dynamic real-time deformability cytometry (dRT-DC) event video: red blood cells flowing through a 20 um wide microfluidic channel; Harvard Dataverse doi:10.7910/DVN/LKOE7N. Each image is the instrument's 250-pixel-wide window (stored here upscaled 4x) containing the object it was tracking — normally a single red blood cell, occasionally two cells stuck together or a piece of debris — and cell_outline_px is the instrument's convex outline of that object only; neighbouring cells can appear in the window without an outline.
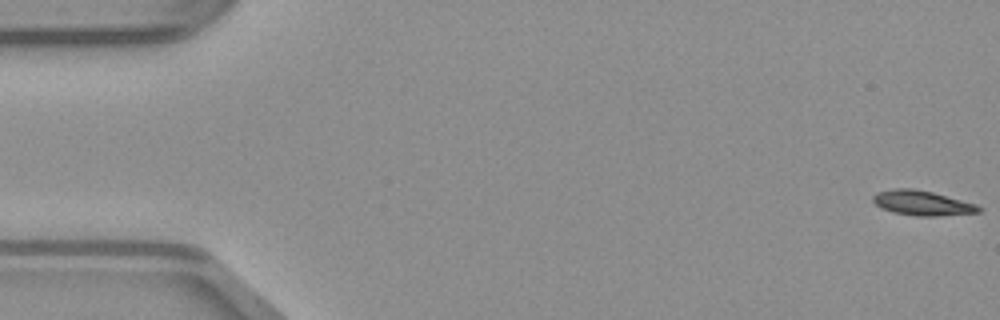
{"species": "common noctule bat (a hibernating species)", "species_latin": "Nyctalus noctula", "temperature_condition": "warm", "stored_images_in_passage": 49, "camera_frame_rate_fps": 3000, "um_per_image_px": 0.085, "animal": {"sex": "male", "body_mass_g": 23.1, "forearm_length_mm": 52.7}, "frame": {"image": 1, "passage_image": 1, "time_ms": 0.0, "image_size_px": [1000, 320], "cell_outline_px": [[984, 208], [980, 212], [936, 216], [916, 216], [892, 212], [880, 208], [872, 200], [872, 196], [876, 192], [892, 188], [912, 188], [932, 192], [976, 204]], "centroid_in_image_um": [78.36, 17.25], "position_along_channel_um": 6.6, "area_um2": 15.37}}
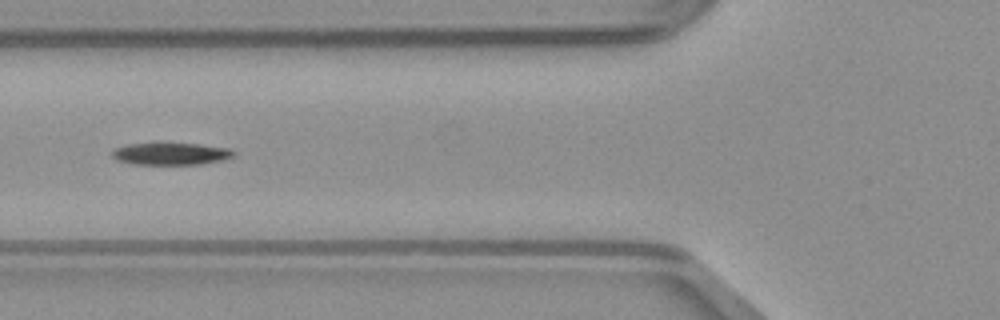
{"frame": {"image": 2, "passage_image": 19, "time_ms": 6.0, "image_size_px": [1000, 320], "cell_outline_px": [[236, 156], [224, 160], [200, 164], [132, 164], [116, 160], [112, 156], [112, 148], [128, 144], [152, 140], [160, 140], [200, 144], [232, 148], [236, 152]], "centroid_in_image_um": [14.51, 13.01], "position_along_channel_um": 111.3, "area_um2": 16.94}}
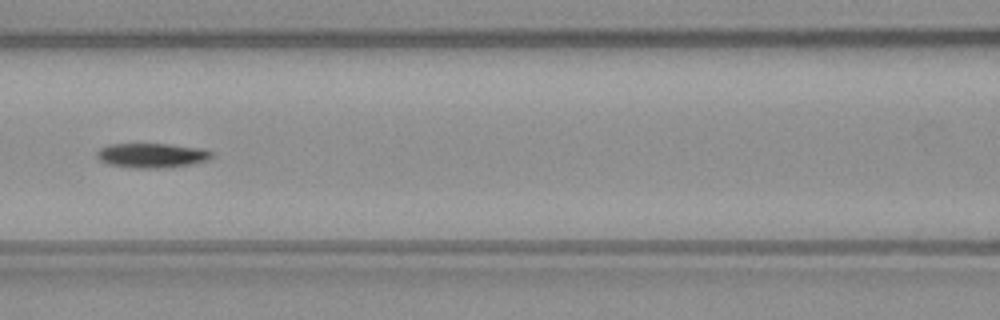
{"frame": {"image": 3, "passage_image": 22, "time_ms": 7.0, "image_size_px": [1000, 320], "cell_outline_px": [[216, 156], [208, 160], [192, 164], [164, 168], [132, 168], [108, 164], [100, 160], [96, 156], [96, 152], [100, 148], [108, 144], [168, 144], [204, 148], [212, 152]], "centroid_in_image_um": [12.94, 13.21], "position_along_channel_um": 153.7, "area_um2": 16.7}}